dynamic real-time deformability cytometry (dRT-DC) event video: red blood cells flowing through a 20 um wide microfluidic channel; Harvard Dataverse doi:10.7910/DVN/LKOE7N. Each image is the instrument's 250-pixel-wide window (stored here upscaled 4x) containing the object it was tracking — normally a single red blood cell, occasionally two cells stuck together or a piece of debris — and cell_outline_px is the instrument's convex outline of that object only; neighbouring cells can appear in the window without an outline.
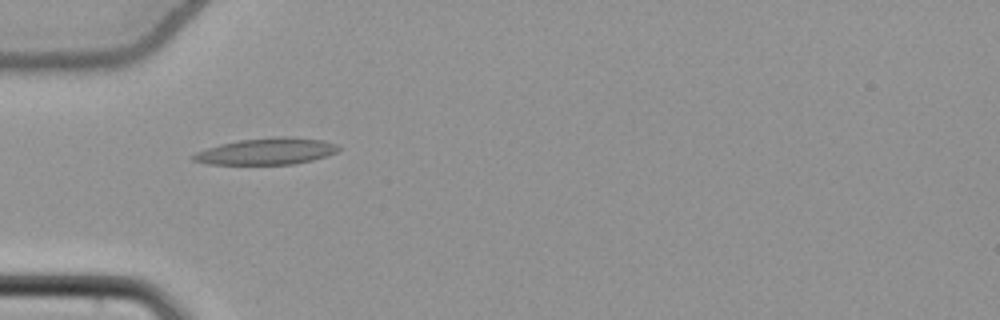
{"species": "common noctule bat (a hibernating species)", "species_latin": "Nyctalus noctula", "temperature_condition": "cold", "stored_images_in_passage": 4, "camera_frame_rate_fps": 3000, "um_per_image_px": 0.085, "animal": {"sex": "female", "body_mass_g": 22.7, "forearm_length_mm": 54.2}, "frame": {"image": 1, "passage_image": 1, "time_ms": 0.0, "image_size_px": [1000, 320], "cell_outline_px": [[340, 148], [336, 152], [312, 160], [292, 164], [204, 164], [192, 160], [188, 156], [196, 152], [220, 144], [240, 140], [276, 136], [288, 136], [324, 140], [336, 144]], "centroid_in_image_um": [22.62, 12.86], "position_along_channel_um": 62.4, "area_um2": 22.48}}
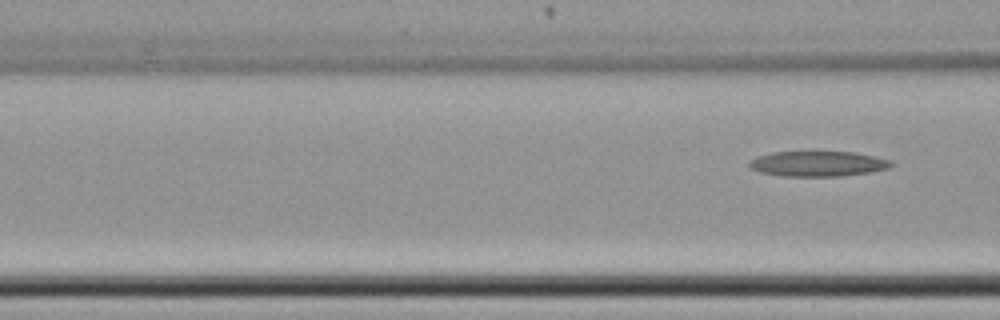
{"frame": {"image": 2, "passage_image": 4, "time_ms": 1.0, "image_size_px": [1000, 320], "cell_outline_px": [[892, 164], [888, 168], [872, 172], [840, 176], [784, 176], [760, 172], [752, 168], [748, 164], [756, 156], [772, 152], [812, 148], [816, 148], [852, 152], [892, 160]], "centroid_in_image_um": [69.5, 13.86], "position_along_channel_um": 97.1, "area_um2": 21.91}}